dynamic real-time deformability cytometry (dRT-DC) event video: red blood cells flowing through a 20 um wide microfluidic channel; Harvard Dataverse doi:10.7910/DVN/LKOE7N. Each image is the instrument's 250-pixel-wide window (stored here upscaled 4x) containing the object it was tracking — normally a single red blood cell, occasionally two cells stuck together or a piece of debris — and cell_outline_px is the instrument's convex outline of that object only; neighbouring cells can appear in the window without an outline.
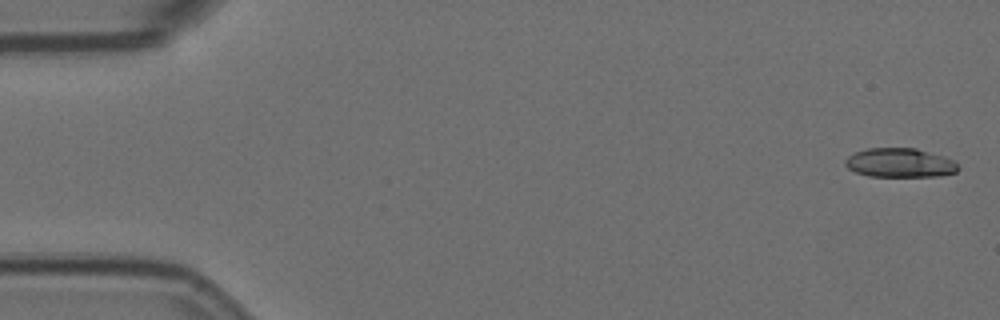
{"species": "Egyptian fruit bat (a non-hibernating species)", "species_latin": "Rousettus aegyptiacus", "temperature_condition": "room temperature", "stored_images_in_passage": 4, "camera_frame_rate_fps": 3000, "um_per_image_px": 0.085, "animal": {"sex": "female"}, "frame": {"image": 1, "passage_image": 1, "time_ms": 0.0, "image_size_px": [1000, 320], "cell_outline_px": [[960, 168], [956, 172], [940, 176], [868, 176], [856, 172], [848, 168], [844, 164], [844, 160], [848, 156], [856, 152], [868, 148], [916, 148], [944, 156], [952, 160]], "centroid_in_image_um": [76.48, 13.84], "position_along_channel_um": 8.5, "area_um2": 19.13}}